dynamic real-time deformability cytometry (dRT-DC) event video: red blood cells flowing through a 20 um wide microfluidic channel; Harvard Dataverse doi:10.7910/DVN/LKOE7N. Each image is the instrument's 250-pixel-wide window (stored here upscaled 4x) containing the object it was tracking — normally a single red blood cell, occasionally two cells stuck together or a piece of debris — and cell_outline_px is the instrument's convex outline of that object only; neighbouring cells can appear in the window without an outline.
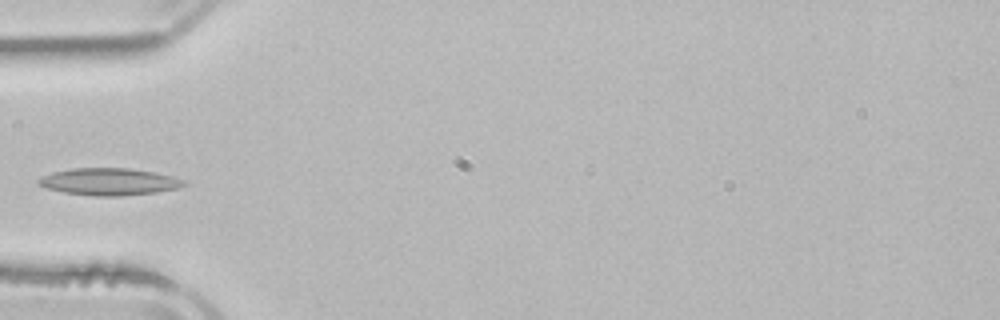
{"species": "common noctule bat (a hibernating species)", "species_latin": "Nyctalus noctula", "temperature_condition": "room temperature", "stored_images_in_passage": 3, "camera_frame_rate_fps": 3000, "um_per_image_px": 0.085, "animal": {"sex": "male", "body_mass_g": 21.5, "forearm_length_mm": 52.0}, "frame": {"image": 1, "passage_image": 3, "time_ms": 2.667, "image_size_px": [1000, 320], "cell_outline_px": [[188, 184], [180, 188], [156, 192], [120, 196], [92, 196], [64, 192], [48, 188], [36, 184], [36, 180], [40, 176], [52, 172], [72, 168], [128, 168], [156, 172], [172, 176], [184, 180]], "centroid_in_image_um": [9.27, 15.44], "position_along_channel_um": 75.7, "area_um2": 23.18}}